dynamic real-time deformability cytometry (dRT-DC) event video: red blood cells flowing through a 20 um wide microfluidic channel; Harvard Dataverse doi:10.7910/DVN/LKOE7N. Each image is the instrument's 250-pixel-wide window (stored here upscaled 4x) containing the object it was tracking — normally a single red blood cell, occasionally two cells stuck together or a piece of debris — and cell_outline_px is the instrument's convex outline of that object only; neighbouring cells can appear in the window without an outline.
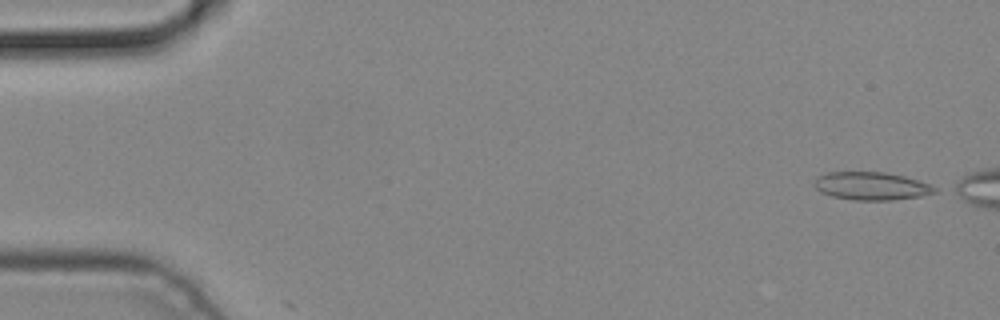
{"species": "common noctule bat (a hibernating species)", "species_latin": "Nyctalus noctula", "temperature_condition": "cold", "stored_images_in_passage": 3, "camera_frame_rate_fps": 3000, "um_per_image_px": 0.085, "animal": {"sex": "male", "body_mass_g": 19.2, "forearm_length_mm": 51.8}, "frame": {"image": 1, "passage_image": 1, "time_ms": 0.0, "image_size_px": [1000, 320], "cell_outline_px": [[936, 192], [920, 196], [892, 200], [856, 200], [832, 196], [820, 192], [812, 184], [820, 176], [828, 172], [884, 172], [904, 176], [928, 184], [936, 188]], "centroid_in_image_um": [74.04, 15.81], "position_along_channel_um": 11.0, "area_um2": 19.36}}